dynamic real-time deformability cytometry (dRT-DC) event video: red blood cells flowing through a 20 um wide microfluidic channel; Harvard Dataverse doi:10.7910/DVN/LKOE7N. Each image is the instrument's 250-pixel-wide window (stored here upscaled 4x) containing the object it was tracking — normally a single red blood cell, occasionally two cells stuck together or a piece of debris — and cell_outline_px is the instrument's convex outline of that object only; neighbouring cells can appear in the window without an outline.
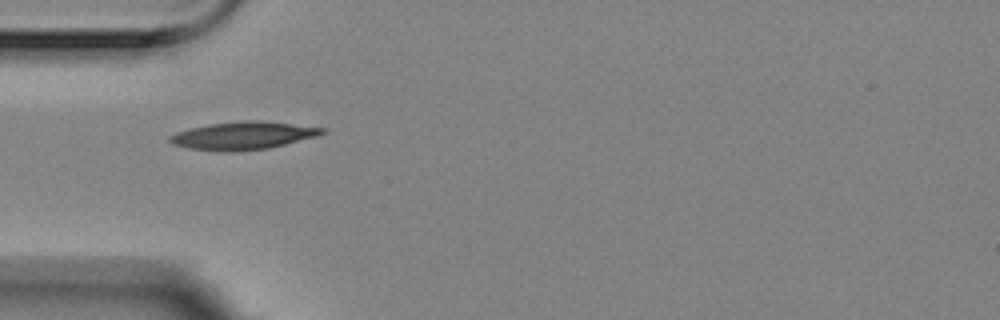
{"species": "Egyptian fruit bat (a non-hibernating species)", "species_latin": "Rousettus aegyptiacus", "temperature_condition": "room temperature", "stored_images_in_passage": 6, "camera_frame_rate_fps": 3000, "um_per_image_px": 0.085, "animal": {"sex": "female"}, "frame": {"image": 1, "passage_image": 1, "time_ms": 0.0, "image_size_px": [1000, 320], "cell_outline_px": [[328, 132], [320, 136], [268, 148], [232, 152], [228, 152], [188, 148], [172, 144], [168, 140], [168, 136], [176, 132], [208, 124], [244, 120], [260, 120], [328, 128]], "centroid_in_image_um": [20.72, 11.52], "position_along_channel_um": 64.3, "area_um2": 24.97}}
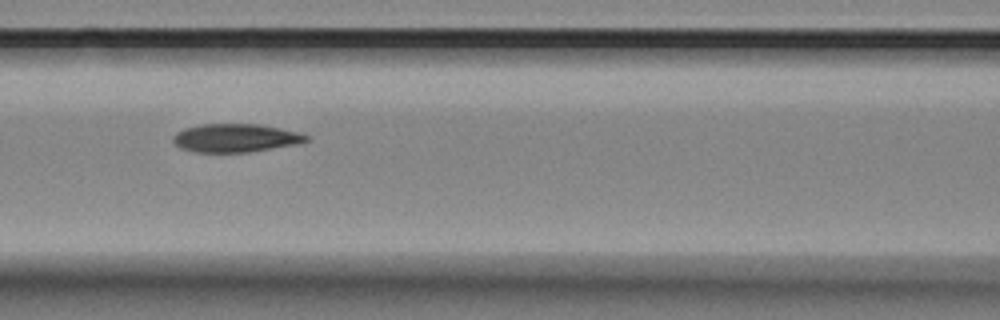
{"frame": {"image": 2, "passage_image": 3, "time_ms": 0.667, "image_size_px": [1000, 320], "cell_outline_px": [[308, 140], [296, 144], [248, 152], [196, 152], [180, 148], [172, 140], [172, 136], [176, 132], [184, 128], [200, 124], [260, 124], [304, 132], [308, 136]], "centroid_in_image_um": [20.03, 11.71], "position_along_channel_um": 146.6, "area_um2": 22.14}}
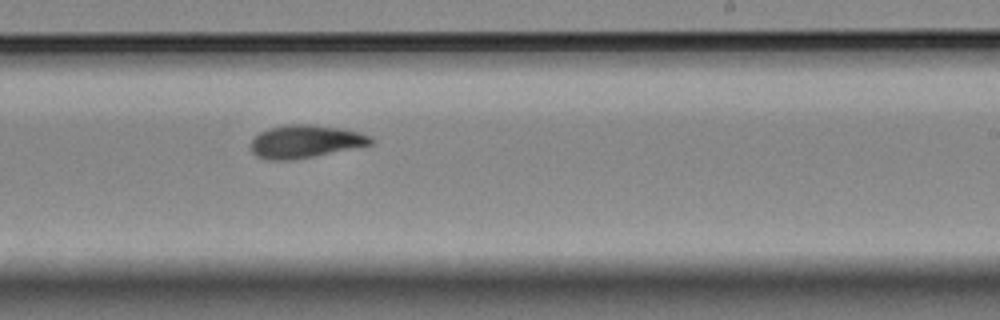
{"frame": {"image": 3, "passage_image": 6, "time_ms": 1.667, "image_size_px": [1000, 320], "cell_outline_px": [[376, 140], [372, 144], [312, 156], [288, 160], [268, 160], [256, 156], [252, 152], [248, 144], [260, 132], [268, 128], [288, 124], [312, 124], [340, 128], [372, 136]], "centroid_in_image_um": [25.91, 12.02], "position_along_channel_um": 263.1, "area_um2": 22.89}}